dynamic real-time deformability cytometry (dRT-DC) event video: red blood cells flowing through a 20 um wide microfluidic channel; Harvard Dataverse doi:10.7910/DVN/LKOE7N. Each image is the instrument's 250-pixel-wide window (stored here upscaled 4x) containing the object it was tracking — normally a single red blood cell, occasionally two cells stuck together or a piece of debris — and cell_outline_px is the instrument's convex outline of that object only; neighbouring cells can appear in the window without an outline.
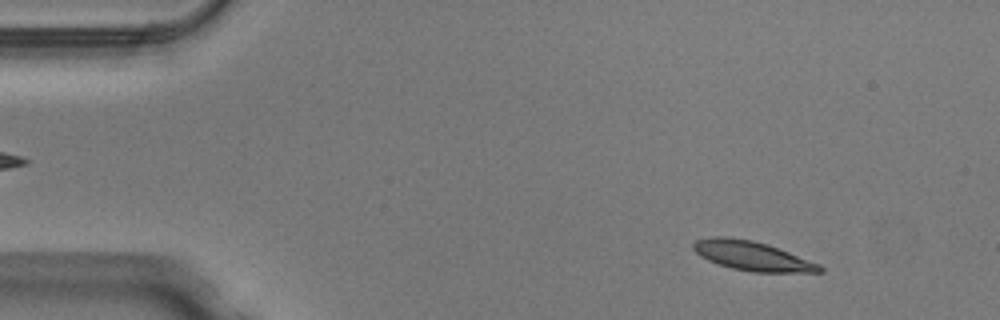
{"species": "Egyptian fruit bat (a non-hibernating species)", "species_latin": "Rousettus aegyptiacus", "temperature_condition": "warm", "stored_images_in_passage": 49, "camera_frame_rate_fps": 3000, "um_per_image_px": 0.085, "animal": {"sex": "male"}, "frame": {"image": 1, "passage_image": 5, "time_ms": 1.333, "image_size_px": [1000, 320], "cell_outline_px": [[824, 272], [752, 272], [732, 268], [716, 264], [700, 256], [692, 248], [692, 244], [696, 240], [712, 236], [724, 236], [752, 240], [768, 244], [820, 264], [824, 268]], "centroid_in_image_um": [63.92, 21.75], "position_along_channel_um": 21.1, "area_um2": 21.68}}
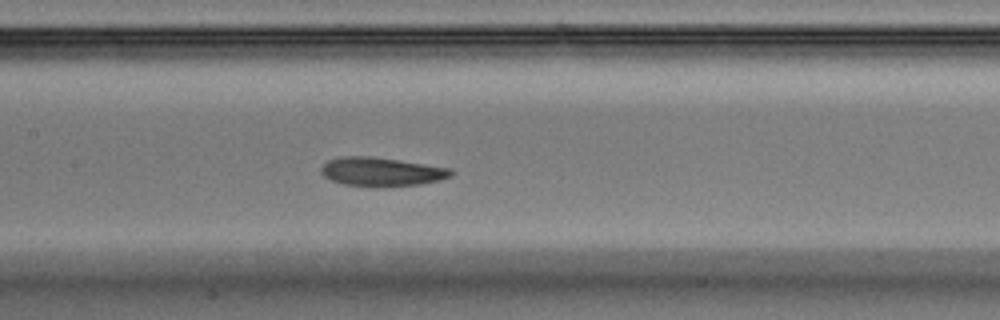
{"frame": {"image": 2, "passage_image": 23, "time_ms": 7.333, "image_size_px": [1000, 320], "cell_outline_px": [[456, 172], [452, 176], [440, 180], [420, 184], [376, 188], [344, 184], [332, 180], [324, 176], [320, 172], [320, 168], [328, 160], [340, 156], [372, 156], [400, 160], [452, 168]], "centroid_in_image_um": [32.45, 14.6], "position_along_channel_um": 174.9, "area_um2": 22.25}}
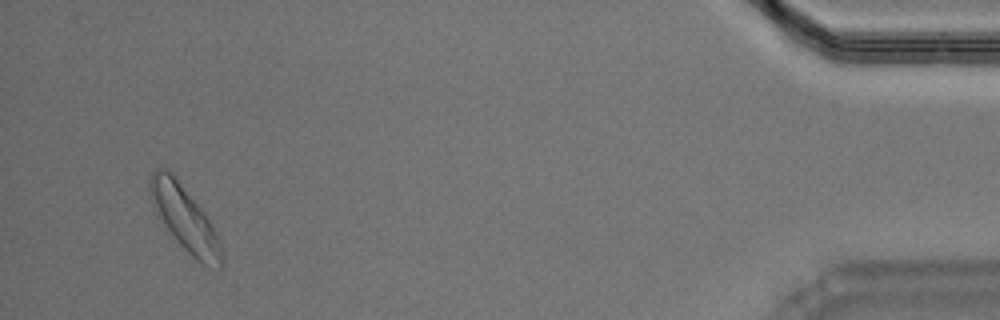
{"frame": {"image": 3, "passage_image": 47, "time_ms": 15.333, "image_size_px": [1000, 320], "cell_outline_px": [[224, 264], [220, 268], [208, 268], [196, 260], [180, 244], [156, 216], [148, 192], [148, 180], [152, 172], [156, 168], [164, 168], [180, 184], [204, 212], [224, 252]], "centroid_in_image_um": [15.68, 18.62], "position_along_channel_um": 419.5, "area_um2": 26.7}, "authors_computed_cell_mechanics": {"area_um2": 21.7328, "velocity_mm_per_s": 3.9927, "shape_relaxation_time_tau1_ms": 2.0398, "shape_relaxation_time_tau2_ms": 3.0346, "deformation_change_tau1": 0.1098, "deformation_change_tau2": 0.1028}}